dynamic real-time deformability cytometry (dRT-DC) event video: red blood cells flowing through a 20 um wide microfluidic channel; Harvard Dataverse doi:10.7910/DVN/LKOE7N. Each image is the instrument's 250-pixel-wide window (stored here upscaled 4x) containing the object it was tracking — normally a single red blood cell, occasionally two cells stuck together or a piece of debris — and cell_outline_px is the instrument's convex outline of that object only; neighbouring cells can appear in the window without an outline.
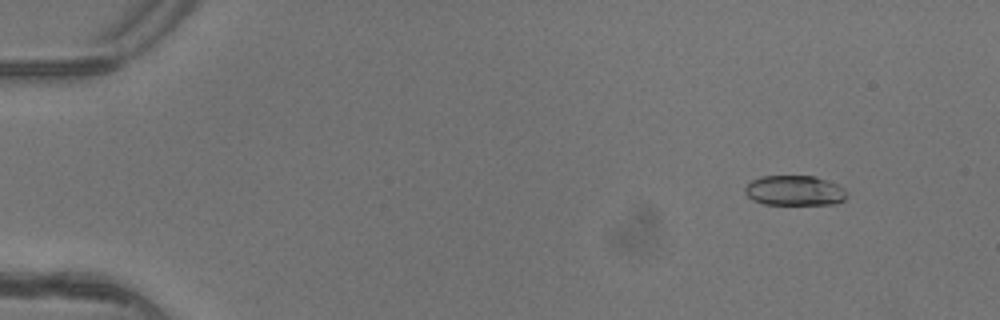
{"species": "common noctule bat (a hibernating species)", "species_latin": "Nyctalus noctula", "temperature_condition": "warm", "stored_images_in_passage": 5, "camera_frame_rate_fps": 3000, "um_per_image_px": 0.085, "animal": {"sex": "female"}, "frame": {"image": 1, "passage_image": 2, "time_ms": 0.333, "image_size_px": [1000, 320], "cell_outline_px": [[848, 196], [844, 200], [836, 204], [764, 204], [752, 200], [744, 192], [744, 188], [752, 180], [760, 176], [816, 176], [836, 184], [844, 188], [848, 192]], "centroid_in_image_um": [67.55, 16.2], "position_along_channel_um": 17.4, "area_um2": 17.98}}